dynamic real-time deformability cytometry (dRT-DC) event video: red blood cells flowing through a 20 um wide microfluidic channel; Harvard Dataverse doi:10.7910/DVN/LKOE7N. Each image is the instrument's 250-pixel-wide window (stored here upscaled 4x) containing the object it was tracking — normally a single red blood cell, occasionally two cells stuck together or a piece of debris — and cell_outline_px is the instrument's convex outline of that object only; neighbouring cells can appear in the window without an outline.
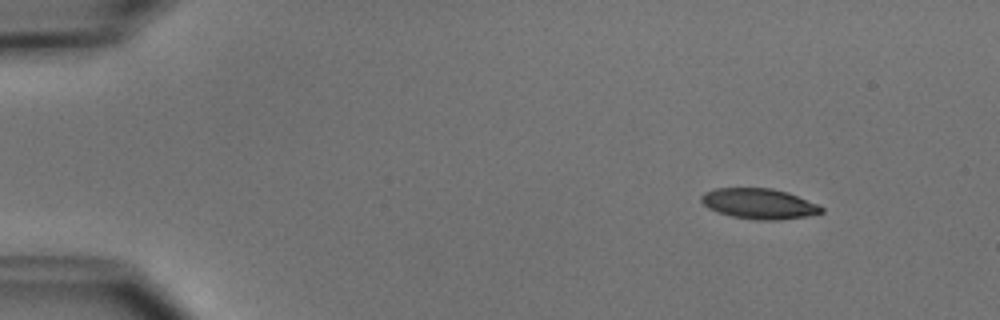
{"species": "common noctule bat (a hibernating species)", "species_latin": "Nyctalus noctula", "temperature_condition": "cold", "stored_images_in_passage": 4, "camera_frame_rate_fps": 3000, "um_per_image_px": 0.085, "animal": {"sex": "male", "body_mass_g": 15.6}, "frame": {"image": 1, "passage_image": 1, "time_ms": 0.0, "image_size_px": [1000, 320], "cell_outline_px": [[824, 212], [808, 216], [780, 220], [756, 220], [732, 216], [708, 208], [700, 200], [700, 196], [704, 192], [716, 188], [772, 188], [788, 192], [816, 204], [824, 208]], "centroid_in_image_um": [64.52, 17.31], "position_along_channel_um": 20.5, "area_um2": 21.27}}
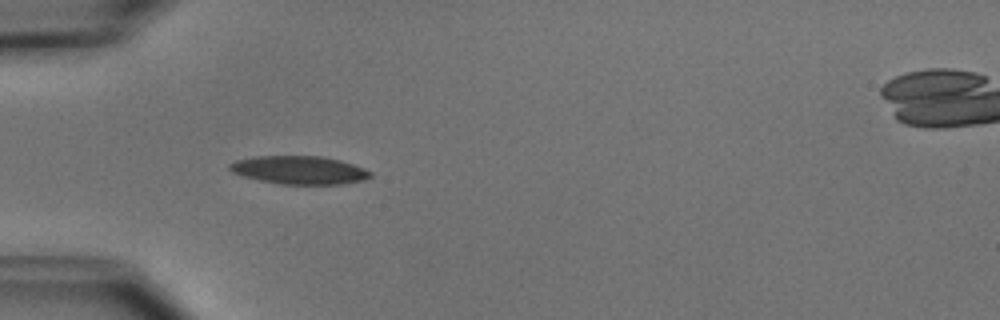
{"frame": {"image": 2, "passage_image": 3, "time_ms": 3.333, "image_size_px": [1000, 320], "cell_outline_px": [[372, 176], [364, 180], [340, 184], [280, 184], [260, 180], [244, 176], [232, 172], [228, 168], [228, 164], [236, 160], [256, 156], [324, 156], [340, 160], [364, 168], [372, 172]], "centroid_in_image_um": [25.45, 14.45], "position_along_channel_um": 59.6, "area_um2": 23.12}}